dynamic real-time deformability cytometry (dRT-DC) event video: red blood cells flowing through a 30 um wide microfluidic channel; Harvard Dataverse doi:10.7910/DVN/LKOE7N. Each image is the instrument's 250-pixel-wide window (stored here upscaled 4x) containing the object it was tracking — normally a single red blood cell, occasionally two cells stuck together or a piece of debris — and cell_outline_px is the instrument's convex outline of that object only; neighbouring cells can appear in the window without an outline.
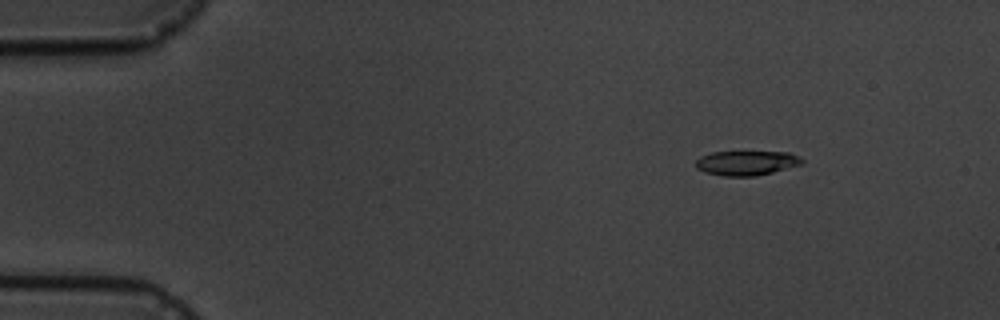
{"species": "common noctule bat (a hibernating species)", "species_latin": "Nyctalus noctula", "temperature_condition": "cold", "stored_images_in_passage": 5, "camera_frame_rate_fps": 3000, "um_per_image_px": 0.085, "animal": {"sex": "male", "body_mass_g": 19.5, "forearm_length_mm": 54.6}, "frame": {"image": 1, "passage_image": 3, "time_ms": 2.333, "image_size_px": [1000, 320], "cell_outline_px": [[804, 164], [756, 176], [724, 176], [704, 172], [696, 168], [696, 160], [700, 156], [712, 152], [788, 152], [800, 156], [804, 160]], "centroid_in_image_um": [63.47, 13.85], "position_along_channel_um": 21.5, "area_um2": 15.32}}
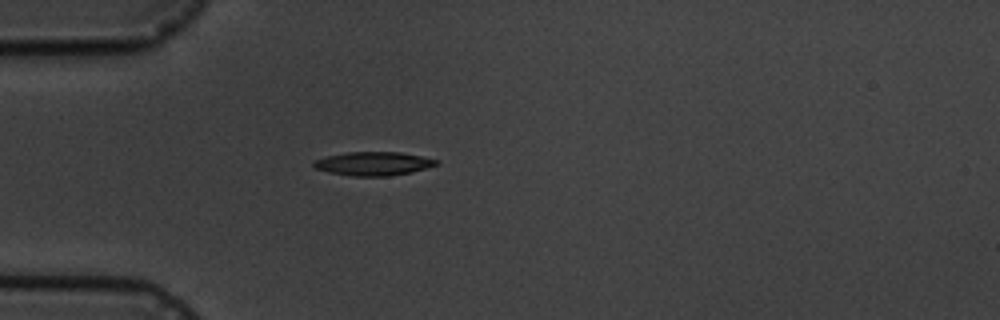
{"frame": {"image": 2, "passage_image": 5, "time_ms": 5.333, "image_size_px": [1000, 320], "cell_outline_px": [[440, 164], [412, 172], [388, 176], [352, 176], [328, 172], [316, 168], [312, 164], [312, 160], [324, 156], [348, 152], [400, 152], [420, 156], [436, 160]], "centroid_in_image_um": [31.69, 13.91], "position_along_channel_um": 53.3, "area_um2": 16.94}}